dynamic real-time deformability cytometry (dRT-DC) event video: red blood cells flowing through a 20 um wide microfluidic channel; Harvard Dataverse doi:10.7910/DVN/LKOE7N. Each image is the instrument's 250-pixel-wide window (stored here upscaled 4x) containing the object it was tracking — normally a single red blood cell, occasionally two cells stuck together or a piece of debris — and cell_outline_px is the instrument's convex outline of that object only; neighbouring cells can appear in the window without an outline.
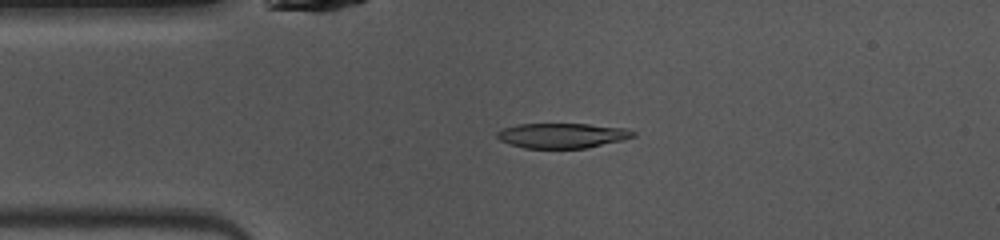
{"species": "common noctule bat (a hibernating species)", "species_latin": "Nyctalus noctula", "temperature_condition": "warm", "stored_images_in_passage": 47, "camera_frame_rate_fps": 3000, "um_per_image_px": 0.085, "animal": {"sex": "female", "body_mass_g": 10.0, "forearm_length_mm": 53.1}, "frame": {"image": 1, "passage_image": 9, "time_ms": 2.667, "image_size_px": [1000, 240], "cell_outline_px": [[636, 136], [624, 140], [584, 148], [524, 148], [500, 140], [496, 136], [496, 132], [504, 128], [516, 124], [588, 124], [628, 128], [636, 132]], "centroid_in_image_um": [47.83, 11.51], "position_along_channel_um": 37.2, "area_um2": 19.83}}
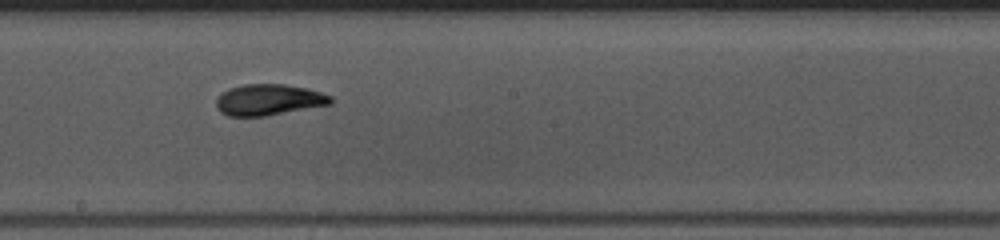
{"frame": {"image": 2, "passage_image": 24, "time_ms": 7.667, "image_size_px": [1000, 240], "cell_outline_px": [[332, 104], [264, 116], [228, 116], [220, 112], [216, 108], [216, 100], [228, 88], [244, 84], [284, 84], [308, 88], [332, 96]], "centroid_in_image_um": [22.85, 8.48], "position_along_channel_um": 225.4, "area_um2": 20.75}}
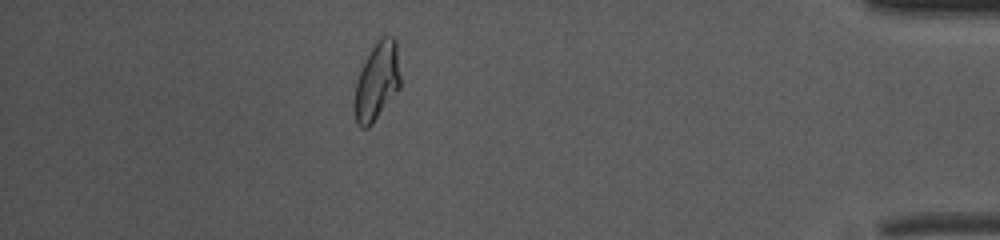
{"frame": {"image": 3, "passage_image": 41, "time_ms": 13.333, "image_size_px": [1000, 240], "cell_outline_px": [[400, 88], [372, 124], [368, 128], [360, 128], [356, 124], [352, 108], [352, 104], [356, 80], [376, 40], [380, 36], [392, 36], [396, 40], [400, 76]], "centroid_in_image_um": [32.01, 6.97], "position_along_channel_um": 403.2, "area_um2": 21.15}, "authors_computed_cell_mechanics": {"area_um2": 20.4034, "velocity_mm_per_s": 4.0578, "shape_relaxation_time_tau1_ms": 6.0076, "shape_relaxation_time_tau2_ms": 1.588, "deformation_change_tau1": 0.1892, "deformation_change_tau2": 0.0718}}